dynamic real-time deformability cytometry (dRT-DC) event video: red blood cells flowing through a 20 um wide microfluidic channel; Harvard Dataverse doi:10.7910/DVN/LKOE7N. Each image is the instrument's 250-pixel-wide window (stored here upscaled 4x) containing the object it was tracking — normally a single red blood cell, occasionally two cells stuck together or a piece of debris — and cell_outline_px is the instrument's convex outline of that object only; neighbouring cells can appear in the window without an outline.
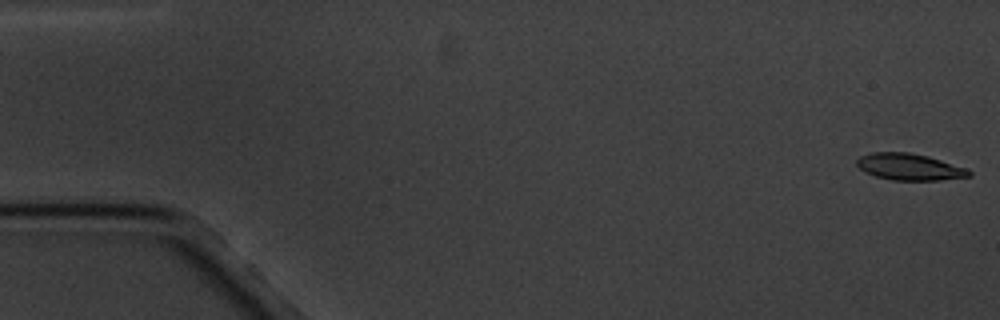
{"species": "common noctule bat (a hibernating species)", "species_latin": "Nyctalus noctula", "temperature_condition": "cold", "stored_images_in_passage": 4, "camera_frame_rate_fps": 3000, "um_per_image_px": 0.085, "animal": {"sex": "male", "body_mass_g": 20.1, "forearm_length_mm": 53.5}, "frame": {"image": 1, "passage_image": 1, "time_ms": 0.0, "image_size_px": [1000, 320], "cell_outline_px": [[972, 176], [940, 180], [892, 180], [876, 176], [864, 172], [856, 164], [856, 160], [860, 156], [872, 152], [908, 152], [928, 156], [968, 168], [972, 172]], "centroid_in_image_um": [77.32, 14.18], "position_along_channel_um": 7.7, "area_um2": 17.51}}